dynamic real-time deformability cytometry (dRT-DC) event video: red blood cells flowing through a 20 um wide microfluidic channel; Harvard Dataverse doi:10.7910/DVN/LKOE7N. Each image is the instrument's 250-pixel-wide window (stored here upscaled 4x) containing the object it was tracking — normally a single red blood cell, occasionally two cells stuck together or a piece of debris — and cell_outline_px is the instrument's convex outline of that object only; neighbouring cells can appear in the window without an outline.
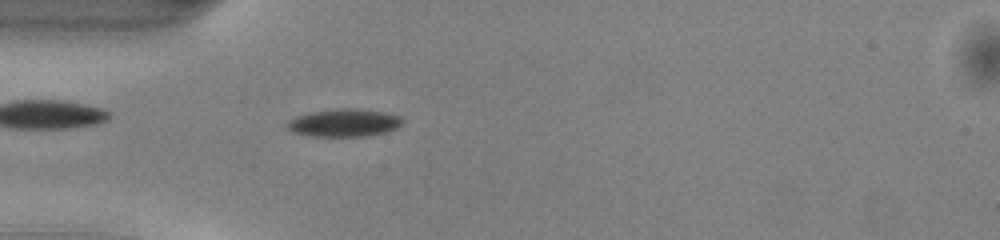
{"species": "common noctule bat (a hibernating species)", "species_latin": "Nyctalus noctula", "temperature_condition": "warm", "stored_images_in_passage": 47, "camera_frame_rate_fps": 3000, "um_per_image_px": 0.085, "animal": {"sex": "male", "body_mass_g": 13.0, "forearm_length_mm": 53.1}, "frame": {"image": 1, "passage_image": 12, "time_ms": 3.667, "image_size_px": [1000, 240], "cell_outline_px": [[404, 120], [396, 128], [384, 132], [368, 136], [308, 136], [292, 132], [284, 124], [288, 120], [296, 116], [312, 112], [344, 108], [356, 108], [384, 112], [400, 116]], "centroid_in_image_um": [29.21, 10.44], "position_along_channel_um": 55.8, "area_um2": 18.61}}
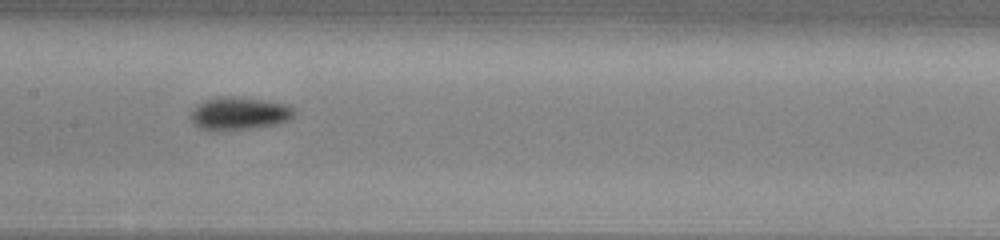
{"frame": {"image": 2, "passage_image": 22, "time_ms": 7.0, "image_size_px": [1000, 240], "cell_outline_px": [[296, 112], [288, 120], [276, 124], [256, 128], [224, 132], [212, 132], [200, 128], [192, 124], [188, 116], [192, 108], [204, 100], [220, 96], [232, 96], [264, 100], [284, 104], [292, 108]], "centroid_in_image_um": [20.22, 9.68], "position_along_channel_um": 187.2, "area_um2": 20.4}}
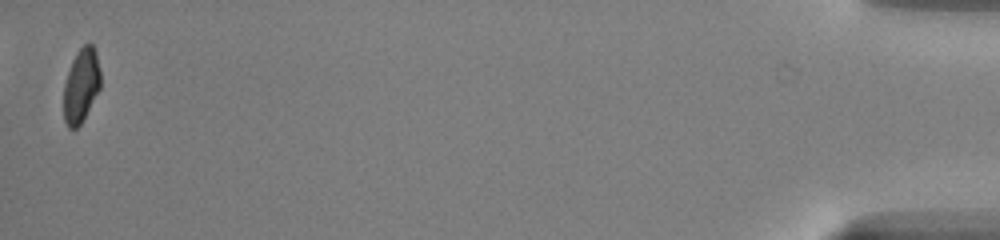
{"frame": {"image": 3, "passage_image": 47, "time_ms": 15.333, "image_size_px": [1000, 240], "cell_outline_px": [[100, 88], [80, 124], [76, 128], [68, 128], [64, 120], [64, 84], [72, 60], [76, 52], [84, 44], [92, 44], [96, 52], [100, 72]], "centroid_in_image_um": [6.89, 7.25], "position_along_channel_um": 428.3, "area_um2": 15.66}, "authors_computed_cell_mechanics": {"area_um2": 17.5134, "velocity_mm_per_s": 4.0872, "shape_relaxation_time_tau1_ms": 2.1437, "shape_relaxation_time_tau2_ms": null, "deformation_change_tau1": 0.1167, "deformation_change_tau2": null}}